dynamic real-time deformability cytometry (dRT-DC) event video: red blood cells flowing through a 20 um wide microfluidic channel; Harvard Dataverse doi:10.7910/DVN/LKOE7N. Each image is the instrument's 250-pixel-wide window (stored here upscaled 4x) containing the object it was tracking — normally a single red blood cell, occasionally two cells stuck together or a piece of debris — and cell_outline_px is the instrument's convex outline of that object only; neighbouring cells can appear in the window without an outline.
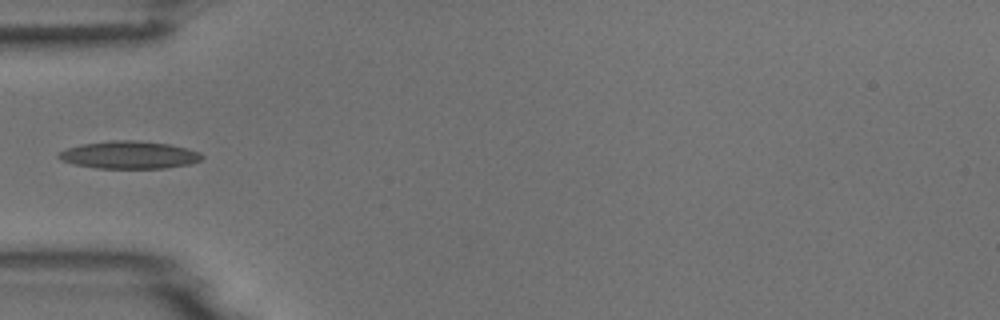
{"species": "common noctule bat (a hibernating species)", "species_latin": "Nyctalus noctula", "temperature_condition": "room temperature", "stored_images_in_passage": 4, "camera_frame_rate_fps": 3000, "um_per_image_px": 0.085, "animal": {"sex": "male", "body_mass_g": 18.8}, "frame": {"image": 1, "passage_image": 4, "time_ms": 4.333, "image_size_px": [1000, 320], "cell_outline_px": [[204, 156], [200, 160], [188, 164], [164, 168], [96, 168], [72, 164], [60, 160], [56, 156], [60, 152], [68, 148], [84, 144], [112, 140], [136, 140], [168, 144], [188, 148], [200, 152]], "centroid_in_image_um": [10.98, 13.17], "position_along_channel_um": 74.0, "area_um2": 22.95}}